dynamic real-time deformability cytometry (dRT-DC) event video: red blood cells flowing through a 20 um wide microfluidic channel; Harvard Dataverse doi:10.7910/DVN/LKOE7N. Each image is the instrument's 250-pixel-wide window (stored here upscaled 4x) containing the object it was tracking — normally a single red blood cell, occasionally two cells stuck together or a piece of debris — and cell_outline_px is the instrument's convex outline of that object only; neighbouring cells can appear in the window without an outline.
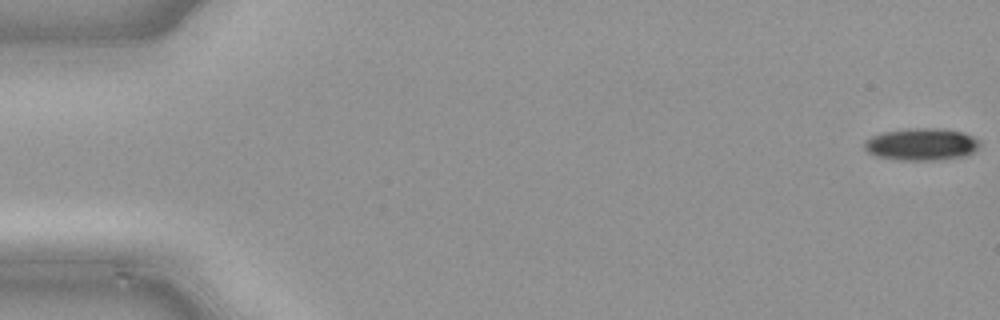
{"species": "common noctule bat (a hibernating species)", "species_latin": "Nyctalus noctula", "temperature_condition": "cold", "stored_images_in_passage": 49, "camera_frame_rate_fps": 3000, "um_per_image_px": 0.085, "animal": {"sex": "male", "body_mass_g": 21.5, "forearm_length_mm": 52.0}, "frame": {"image": 1, "passage_image": 1, "time_ms": 0.0, "image_size_px": [1000, 320], "cell_outline_px": [[980, 144], [972, 152], [964, 156], [940, 160], [900, 160], [876, 156], [868, 152], [864, 148], [864, 140], [872, 136], [884, 132], [908, 128], [944, 128], [964, 132], [980, 140]], "centroid_in_image_um": [78.33, 12.26], "position_along_channel_um": 6.7, "area_um2": 21.79}}
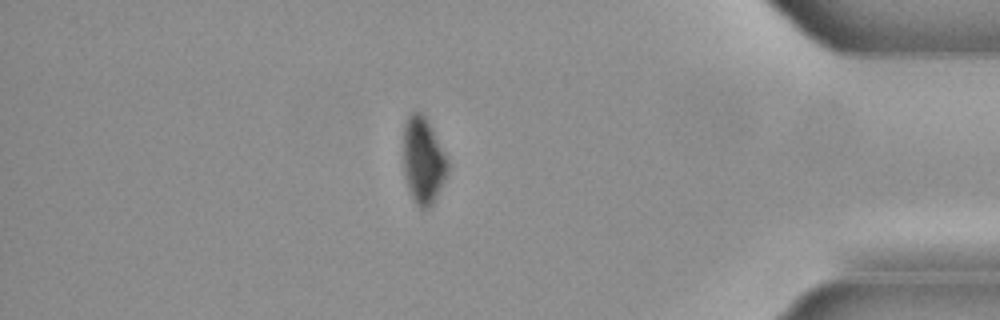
{"frame": {"image": 2, "passage_image": 42, "time_ms": 13.667, "image_size_px": [1000, 320], "cell_outline_px": [[448, 172], [432, 204], [428, 208], [420, 208], [416, 204], [408, 188], [404, 176], [404, 124], [408, 116], [412, 112], [424, 112], [448, 160]], "centroid_in_image_um": [35.96, 13.61], "position_along_channel_um": 399.2, "area_um2": 22.2}}
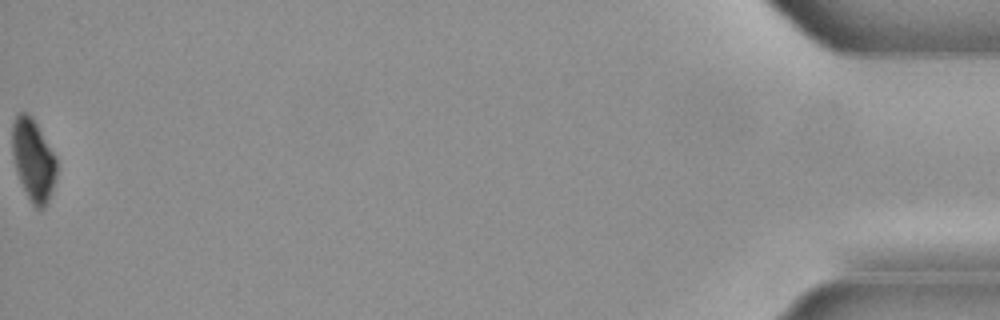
{"frame": {"image": 3, "passage_image": 49, "time_ms": 16.0, "image_size_px": [1000, 320], "cell_outline_px": [[56, 176], [52, 192], [44, 208], [36, 208], [32, 204], [16, 172], [12, 156], [12, 124], [16, 112], [28, 112], [32, 116], [56, 156]], "centroid_in_image_um": [2.81, 13.54], "position_along_channel_um": 432.4, "area_um2": 21.33}}